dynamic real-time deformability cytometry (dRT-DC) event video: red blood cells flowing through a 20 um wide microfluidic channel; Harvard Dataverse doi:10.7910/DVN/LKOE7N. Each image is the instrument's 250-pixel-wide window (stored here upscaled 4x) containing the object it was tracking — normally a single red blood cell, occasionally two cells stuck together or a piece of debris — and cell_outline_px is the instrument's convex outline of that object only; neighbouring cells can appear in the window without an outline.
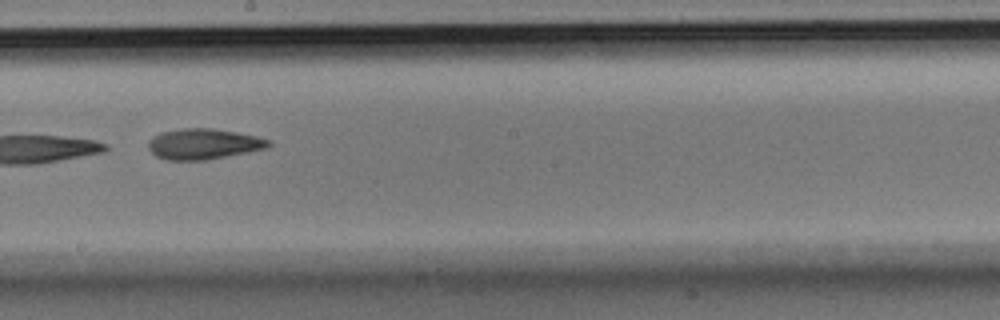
{"species": "Egyptian fruit bat (a non-hibernating species)", "species_latin": "Rousettus aegyptiacus", "temperature_condition": "room temperature", "stored_images_in_passage": 6, "camera_frame_rate_fps": 3000, "um_per_image_px": 0.085, "animal": {"sex": "male"}, "frame": {"image": 1, "passage_image": 6, "time_ms": 1.667, "image_size_px": [1000, 320], "cell_outline_px": [[272, 144], [268, 148], [248, 152], [204, 160], [164, 160], [156, 156], [148, 148], [148, 144], [160, 132], [180, 128], [212, 128], [236, 132], [256, 136], [272, 140]], "centroid_in_image_um": [17.33, 12.23], "position_along_channel_um": 230.9, "area_um2": 21.44}}